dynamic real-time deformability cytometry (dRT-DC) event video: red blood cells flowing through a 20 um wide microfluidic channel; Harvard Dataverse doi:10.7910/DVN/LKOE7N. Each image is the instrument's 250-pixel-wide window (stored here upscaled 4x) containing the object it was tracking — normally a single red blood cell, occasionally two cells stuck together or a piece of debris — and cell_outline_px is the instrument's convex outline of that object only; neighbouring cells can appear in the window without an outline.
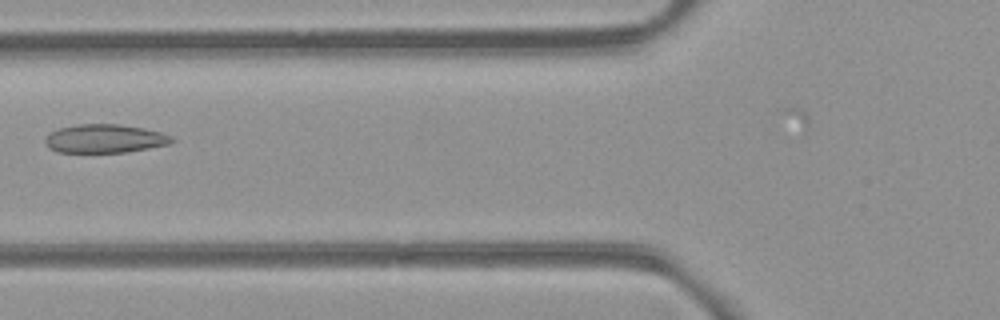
{"species": "common noctule bat (a hibernating species)", "species_latin": "Nyctalus noctula", "temperature_condition": "room temperature", "stored_images_in_passage": 7, "camera_frame_rate_fps": 3000, "um_per_image_px": 0.085, "animal": {"sex": "female", "body_mass_g": 21.9}, "frame": {"image": 1, "passage_image": 6, "time_ms": 5.667, "image_size_px": [1000, 320], "cell_outline_px": [[176, 140], [168, 144], [128, 152], [56, 152], [48, 148], [44, 140], [52, 132], [60, 128], [80, 124], [116, 124], [144, 128], [160, 132], [172, 136]], "centroid_in_image_um": [8.92, 11.79], "position_along_channel_um": 116.9, "area_um2": 20.92}}
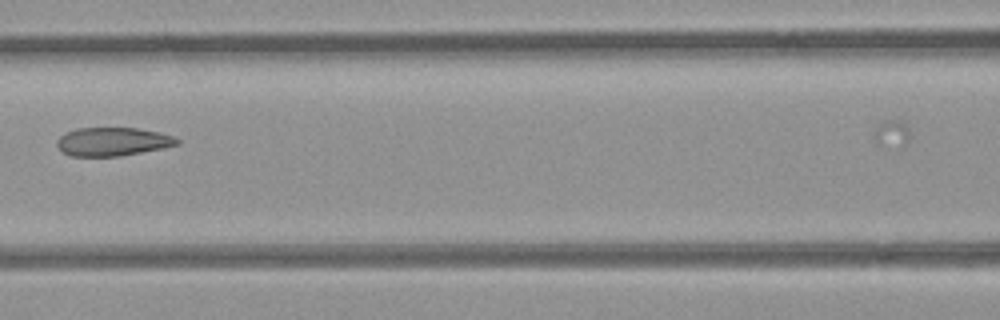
{"frame": {"image": 2, "passage_image": 7, "time_ms": 6.667, "image_size_px": [1000, 320], "cell_outline_px": [[180, 144], [120, 156], [72, 156], [64, 152], [56, 144], [56, 140], [60, 136], [76, 128], [136, 128], [160, 132], [172, 136], [180, 140]], "centroid_in_image_um": [9.58, 12.03], "position_along_channel_um": 157.0, "area_um2": 19.71}}